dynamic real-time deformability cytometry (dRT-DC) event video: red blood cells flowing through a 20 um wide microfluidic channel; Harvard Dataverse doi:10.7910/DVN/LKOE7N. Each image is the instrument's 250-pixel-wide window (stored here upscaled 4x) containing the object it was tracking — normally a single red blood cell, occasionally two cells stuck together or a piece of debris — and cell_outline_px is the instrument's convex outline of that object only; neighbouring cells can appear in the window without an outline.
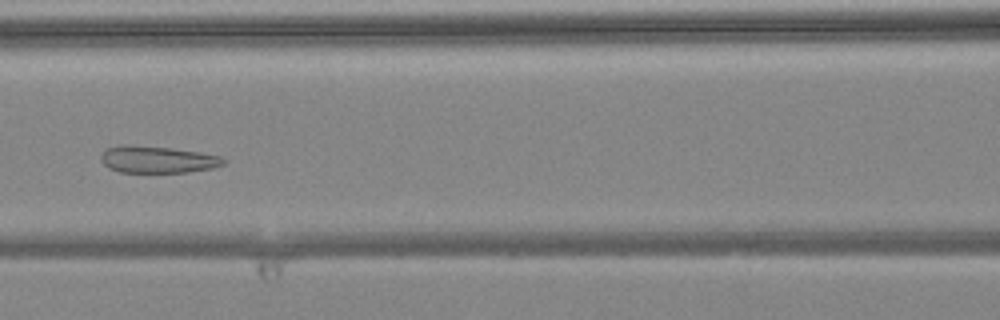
{"species": "common noctule bat (a hibernating species)", "species_latin": "Nyctalus noctula", "temperature_condition": "warm", "stored_images_in_passage": 9, "camera_frame_rate_fps": 3000, "um_per_image_px": 0.085, "animal": {"sex": "female", "body_mass_g": 24.6, "forearm_length_mm": 56.2}, "frame": {"image": 1, "passage_image": 6, "time_ms": 1.667, "image_size_px": [1000, 320], "cell_outline_px": [[228, 160], [224, 164], [212, 168], [188, 172], [120, 172], [108, 168], [100, 160], [100, 156], [108, 148], [120, 144], [128, 144], [172, 148], [200, 152], [220, 156]], "centroid_in_image_um": [13.38, 13.55], "position_along_channel_um": 153.2, "area_um2": 19.36}}
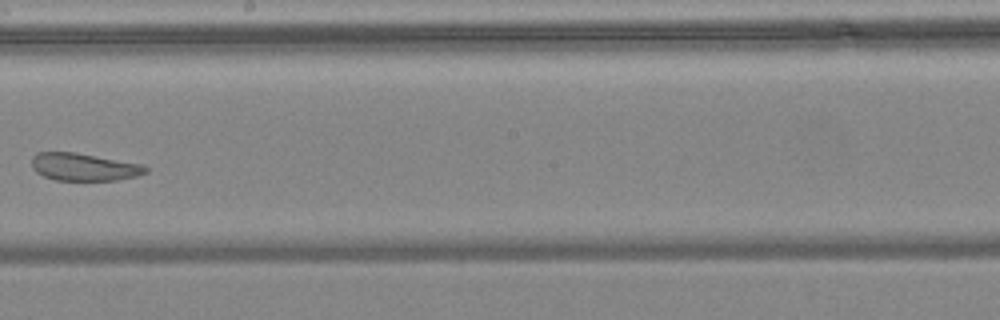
{"frame": {"image": 2, "passage_image": 8, "time_ms": 2.333, "image_size_px": [1000, 320], "cell_outline_px": [[148, 172], [136, 176], [116, 180], [56, 180], [44, 176], [36, 172], [32, 168], [32, 156], [36, 152], [76, 152], [144, 164], [148, 168]], "centroid_in_image_um": [7.14, 14.18], "position_along_channel_um": 241.1, "area_um2": 18.44}}
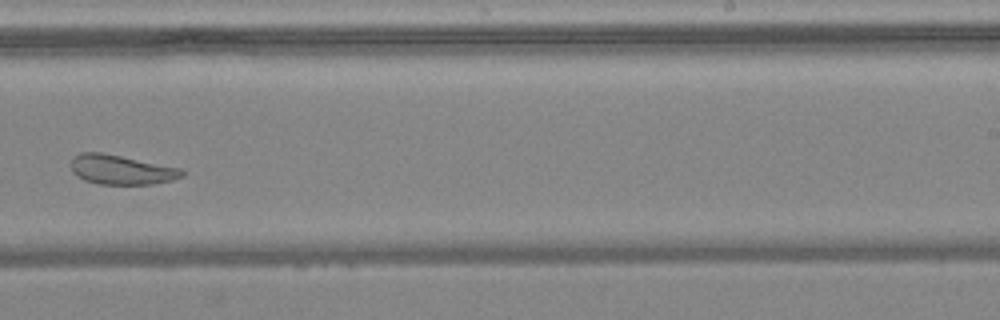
{"frame": {"image": 3, "passage_image": 9, "time_ms": 2.667, "image_size_px": [1000, 320], "cell_outline_px": [[184, 176], [172, 180], [152, 184], [100, 184], [84, 180], [76, 176], [72, 172], [72, 156], [80, 152], [100, 152], [184, 168]], "centroid_in_image_um": [10.33, 14.42], "position_along_channel_um": 278.7, "area_um2": 19.25}}